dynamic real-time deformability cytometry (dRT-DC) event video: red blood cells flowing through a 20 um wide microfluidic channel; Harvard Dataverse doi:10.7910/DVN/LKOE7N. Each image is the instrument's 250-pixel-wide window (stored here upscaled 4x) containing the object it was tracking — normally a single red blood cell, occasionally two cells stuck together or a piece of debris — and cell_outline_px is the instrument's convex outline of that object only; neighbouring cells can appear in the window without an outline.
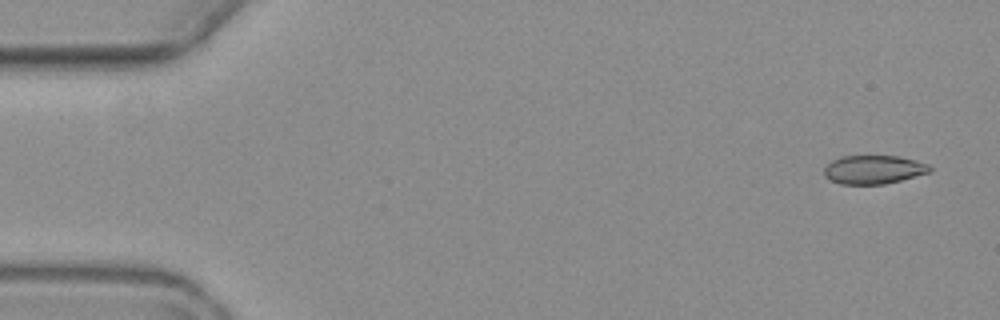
{"species": "common noctule bat (a hibernating species)", "species_latin": "Nyctalus noctula", "temperature_condition": "warm", "stored_images_in_passage": 5, "camera_frame_rate_fps": 3000, "um_per_image_px": 0.085, "animal": {"sex": "female", "body_mass_g": 19.3, "forearm_length_mm": 54.1}, "frame": {"image": 1, "passage_image": 1, "time_ms": 0.0, "image_size_px": [1000, 320], "cell_outline_px": [[932, 172], [884, 184], [840, 184], [824, 176], [824, 168], [832, 160], [840, 156], [900, 156], [916, 160], [928, 164], [932, 168]], "centroid_in_image_um": [74.27, 14.41], "position_along_channel_um": 10.7, "area_um2": 17.69}}
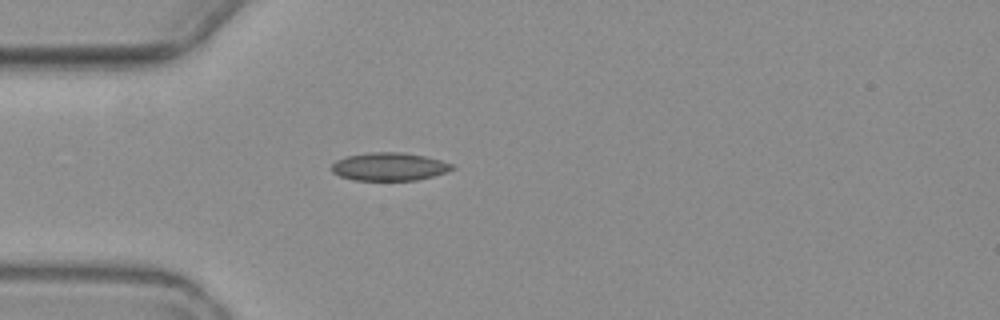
{"frame": {"image": 2, "passage_image": 4, "time_ms": 4.667, "image_size_px": [1000, 320], "cell_outline_px": [[456, 168], [432, 176], [416, 180], [352, 180], [340, 176], [332, 172], [332, 164], [336, 160], [348, 156], [368, 152], [404, 152], [424, 156], [440, 160], [452, 164]], "centroid_in_image_um": [33.06, 14.16], "position_along_channel_um": 51.9, "area_um2": 19.59}}